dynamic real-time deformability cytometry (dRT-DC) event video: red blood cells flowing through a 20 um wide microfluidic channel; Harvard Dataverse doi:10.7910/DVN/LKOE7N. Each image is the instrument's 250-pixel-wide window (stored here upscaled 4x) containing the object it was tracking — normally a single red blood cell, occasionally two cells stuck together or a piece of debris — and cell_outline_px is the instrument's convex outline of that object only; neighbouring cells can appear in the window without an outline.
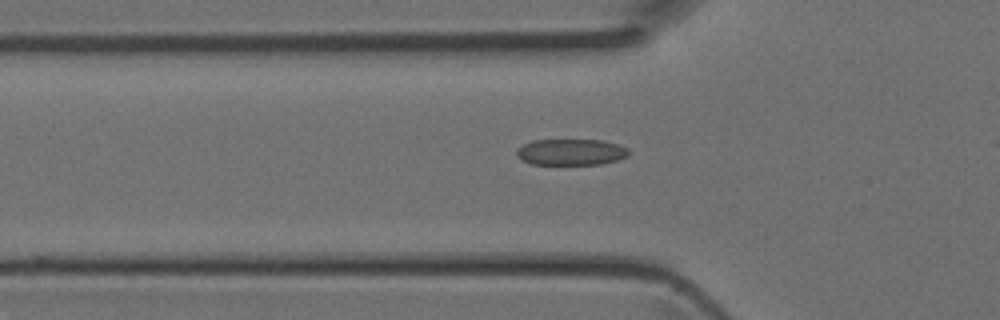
{"species": "Egyptian fruit bat (a non-hibernating species)", "species_latin": "Rousettus aegyptiacus", "temperature_condition": "room temperature", "stored_images_in_passage": 27, "camera_frame_rate_fps": 3000, "um_per_image_px": 0.085, "animal": {"sex": "female"}, "frame": {"image": 1, "passage_image": 3, "time_ms": 0.667, "image_size_px": [1000, 320], "cell_outline_px": [[628, 156], [616, 160], [600, 164], [532, 164], [516, 156], [516, 152], [524, 144], [532, 140], [604, 140], [620, 144], [628, 148]], "centroid_in_image_um": [48.57, 12.91], "position_along_channel_um": 77.2, "area_um2": 17.05}}
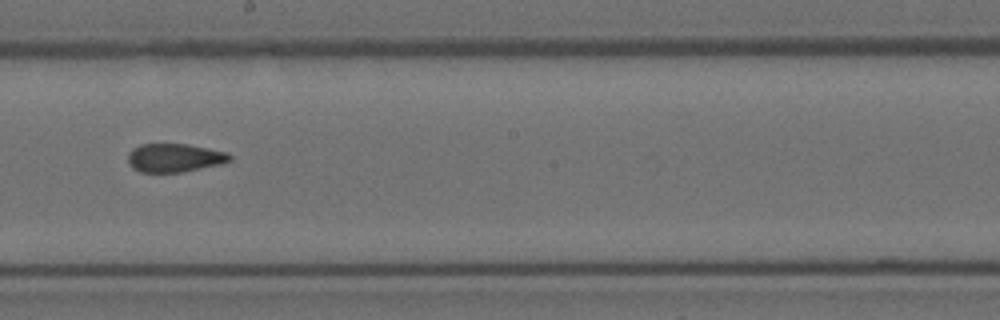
{"frame": {"image": 2, "passage_image": 13, "time_ms": 4.0, "image_size_px": [1000, 320], "cell_outline_px": [[232, 160], [220, 164], [180, 172], [140, 172], [132, 168], [128, 164], [128, 152], [132, 148], [140, 144], [188, 144], [228, 152], [232, 156]], "centroid_in_image_um": [14.81, 13.4], "position_along_channel_um": 233.4, "area_um2": 16.99}}
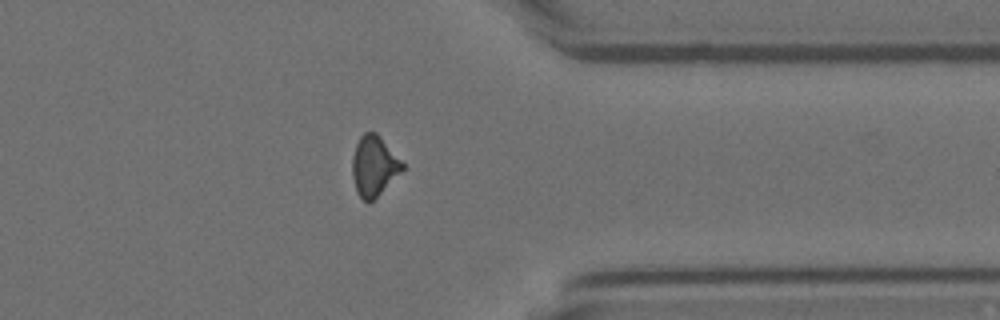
{"frame": {"image": 3, "passage_image": 23, "time_ms": 7.333, "image_size_px": [1000, 320], "cell_outline_px": [[404, 168], [368, 204], [356, 192], [352, 176], [352, 156], [356, 144], [360, 136], [364, 132], [376, 132], [380, 136], [404, 164]], "centroid_in_image_um": [31.75, 14.08], "position_along_channel_um": 379.7, "area_um2": 17.28}}